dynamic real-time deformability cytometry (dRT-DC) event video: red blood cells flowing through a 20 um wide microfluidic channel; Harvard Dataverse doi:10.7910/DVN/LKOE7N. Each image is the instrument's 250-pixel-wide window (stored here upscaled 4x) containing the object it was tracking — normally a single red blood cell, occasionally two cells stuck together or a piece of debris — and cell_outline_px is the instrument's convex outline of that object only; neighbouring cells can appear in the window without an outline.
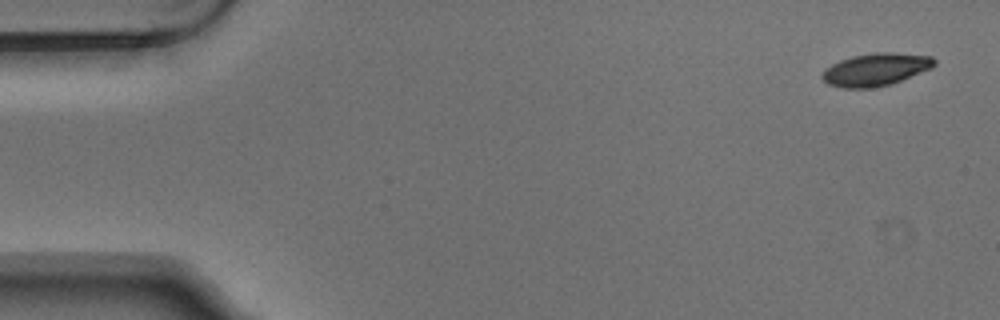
{"species": "Egyptian fruit bat (a non-hibernating species)", "species_latin": "Rousettus aegyptiacus", "temperature_condition": "warm", "stored_images_in_passage": 5, "camera_frame_rate_fps": 3000, "um_per_image_px": 0.085, "animal": {"sex": "male"}, "frame": {"image": 1, "passage_image": 1, "time_ms": 0.0, "image_size_px": [1000, 320], "cell_outline_px": [[936, 64], [932, 68], [892, 84], [872, 88], [844, 88], [828, 84], [820, 76], [824, 68], [840, 60], [852, 56], [876, 52], [892, 52], [932, 56], [936, 60]], "centroid_in_image_um": [74.44, 5.91], "position_along_channel_um": 10.6, "area_um2": 21.5}}
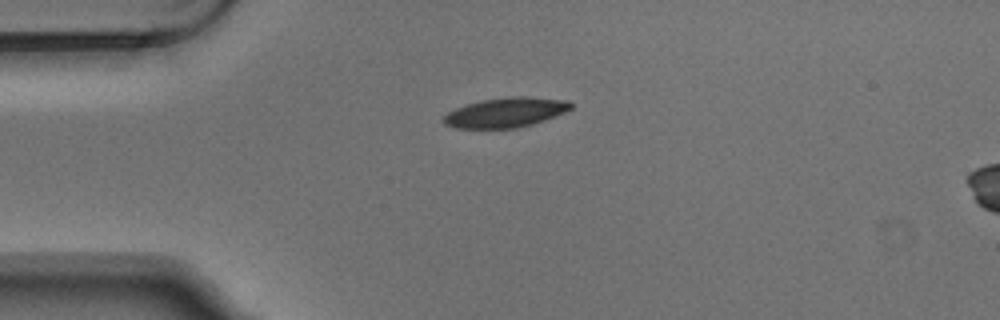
{"frame": {"image": 2, "passage_image": 4, "time_ms": 1.0, "image_size_px": [1000, 320], "cell_outline_px": [[572, 108], [564, 112], [544, 120], [532, 124], [516, 128], [456, 128], [444, 124], [444, 116], [448, 112], [456, 108], [480, 100], [508, 96], [524, 96], [568, 100], [572, 104]], "centroid_in_image_um": [42.99, 9.55], "position_along_channel_um": 42.0, "area_um2": 21.96}}